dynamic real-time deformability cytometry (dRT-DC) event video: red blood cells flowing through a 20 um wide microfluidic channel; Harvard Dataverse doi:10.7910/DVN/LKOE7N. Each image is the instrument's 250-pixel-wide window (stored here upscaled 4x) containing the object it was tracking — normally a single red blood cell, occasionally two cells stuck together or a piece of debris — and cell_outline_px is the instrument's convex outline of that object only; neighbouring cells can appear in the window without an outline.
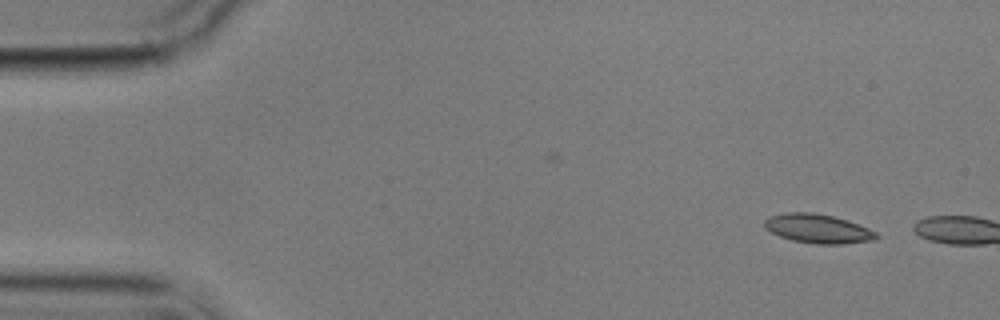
{"species": "common noctule bat (a hibernating species)", "species_latin": "Nyctalus noctula", "temperature_condition": "cold", "stored_images_in_passage": 3, "camera_frame_rate_fps": 3000, "um_per_image_px": 0.085, "animal": {"sex": "male", "body_mass_g": 17.9}, "frame": {"image": 1, "passage_image": 1, "time_ms": 0.0, "image_size_px": [1000, 320], "cell_outline_px": [[880, 236], [876, 240], [840, 244], [816, 244], [792, 240], [780, 236], [764, 228], [764, 220], [768, 216], [788, 212], [812, 212], [832, 216], [848, 220], [868, 228], [876, 232]], "centroid_in_image_um": [69.53, 19.43], "position_along_channel_um": 15.5, "area_um2": 19.02}}